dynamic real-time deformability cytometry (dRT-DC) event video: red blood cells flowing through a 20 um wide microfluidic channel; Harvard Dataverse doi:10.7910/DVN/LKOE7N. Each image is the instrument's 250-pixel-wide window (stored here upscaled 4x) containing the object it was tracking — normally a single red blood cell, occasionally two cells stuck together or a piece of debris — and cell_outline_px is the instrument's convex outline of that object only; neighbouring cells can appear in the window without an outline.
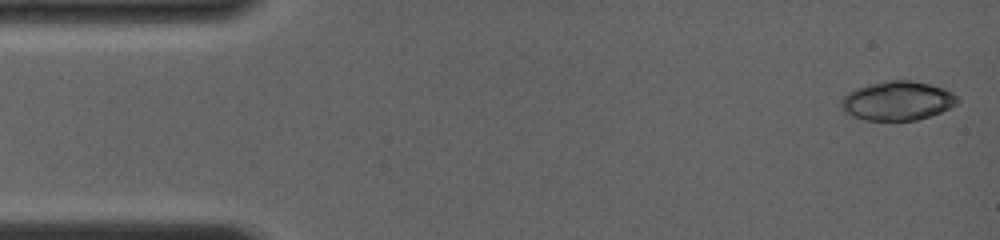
{"species": "common noctule bat (a hibernating species)", "species_latin": "Nyctalus noctula", "temperature_condition": "room temperature", "stored_images_in_passage": 8, "camera_frame_rate_fps": 4000, "um_per_image_px": 0.085, "animal": {"sex": "female", "body_mass_g": 19.0, "forearm_length_mm": 56.7}, "frame": {"image": 1, "passage_image": 1, "time_ms": 0.0, "image_size_px": [1000, 240], "cell_outline_px": [[956, 104], [940, 112], [916, 120], [864, 120], [852, 116], [844, 112], [840, 108], [840, 100], [848, 92], [856, 88], [888, 80], [912, 80], [928, 84], [940, 88], [956, 96]], "centroid_in_image_um": [76.19, 8.58], "position_along_channel_um": 8.8, "area_um2": 26.07}}
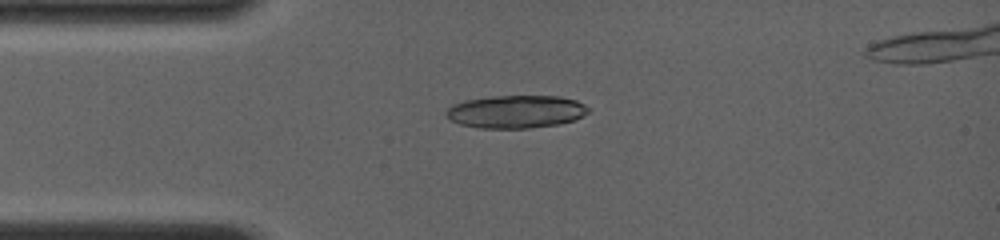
{"frame": {"image": 2, "passage_image": 7, "time_ms": 3.25, "image_size_px": [1000, 240], "cell_outline_px": [[588, 112], [576, 120], [556, 124], [528, 128], [480, 128], [460, 124], [444, 116], [444, 112], [452, 104], [464, 100], [492, 96], [560, 96], [576, 100], [584, 104], [588, 108]], "centroid_in_image_um": [43.82, 9.48], "position_along_channel_um": 41.2, "area_um2": 27.28}}